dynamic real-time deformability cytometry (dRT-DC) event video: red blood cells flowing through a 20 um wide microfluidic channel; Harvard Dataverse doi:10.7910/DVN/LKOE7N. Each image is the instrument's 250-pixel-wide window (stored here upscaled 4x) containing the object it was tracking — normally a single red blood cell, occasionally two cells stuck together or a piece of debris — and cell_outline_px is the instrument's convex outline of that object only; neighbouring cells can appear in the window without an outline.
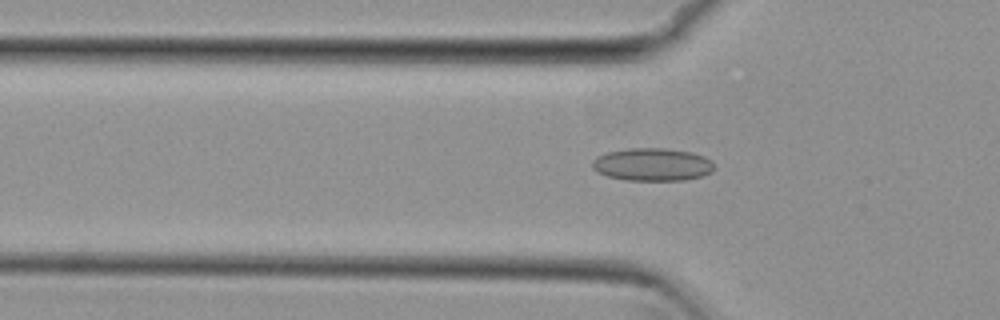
{"species": "common noctule bat (a hibernating species)", "species_latin": "Nyctalus noctula", "temperature_condition": "cold", "stored_images_in_passage": 53, "camera_frame_rate_fps": 3000, "um_per_image_px": 0.085, "animal": {"sex": "female", "body_mass_g": 29.2, "forearm_length_mm": 56.3}, "frame": {"image": 1, "passage_image": 17, "time_ms": 5.333, "image_size_px": [1000, 320], "cell_outline_px": [[712, 172], [700, 176], [684, 180], [628, 180], [608, 176], [596, 172], [592, 168], [592, 160], [596, 156], [608, 152], [628, 148], [664, 148], [692, 152], [704, 156], [712, 160]], "centroid_in_image_um": [55.42, 13.97], "position_along_channel_um": 70.4, "area_um2": 23.29}}
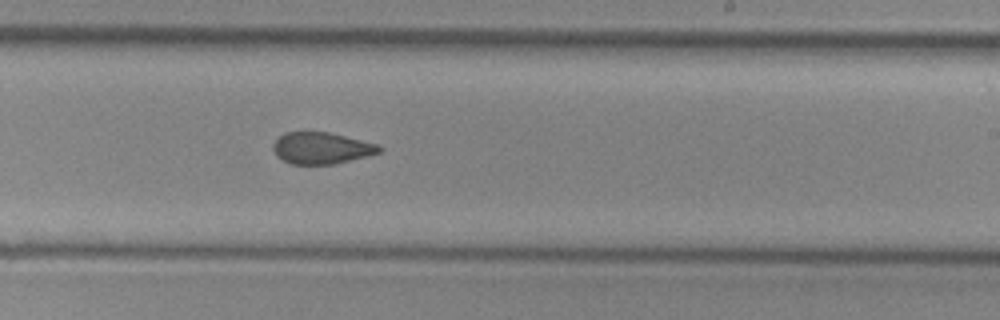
{"frame": {"image": 2, "passage_image": 32, "time_ms": 10.333, "image_size_px": [1000, 320], "cell_outline_px": [[384, 148], [380, 152], [332, 164], [292, 164], [276, 156], [272, 148], [272, 144], [284, 132], [328, 132], [376, 144]], "centroid_in_image_um": [27.27, 12.58], "position_along_channel_um": 261.7, "area_um2": 19.19}}
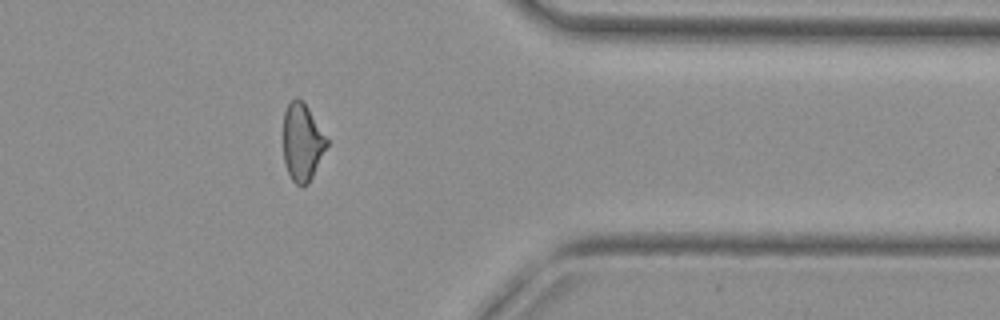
{"frame": {"image": 3, "passage_image": 43, "time_ms": 14.0, "image_size_px": [1000, 320], "cell_outline_px": [[328, 144], [308, 184], [300, 188], [292, 180], [284, 164], [284, 112], [288, 104], [296, 96], [308, 108], [328, 140]], "centroid_in_image_um": [25.68, 12.12], "position_along_channel_um": 385.7, "area_um2": 19.36}, "authors_computed_cell_mechanics": {"area_um2": 20.7502, "velocity_mm_per_s": 3.8215, "shape_relaxation_time_tau1_ms": null, "shape_relaxation_time_tau2_ms": 2.3078, "deformation_change_tau1": null, "deformation_change_tau2": 0.0739}}